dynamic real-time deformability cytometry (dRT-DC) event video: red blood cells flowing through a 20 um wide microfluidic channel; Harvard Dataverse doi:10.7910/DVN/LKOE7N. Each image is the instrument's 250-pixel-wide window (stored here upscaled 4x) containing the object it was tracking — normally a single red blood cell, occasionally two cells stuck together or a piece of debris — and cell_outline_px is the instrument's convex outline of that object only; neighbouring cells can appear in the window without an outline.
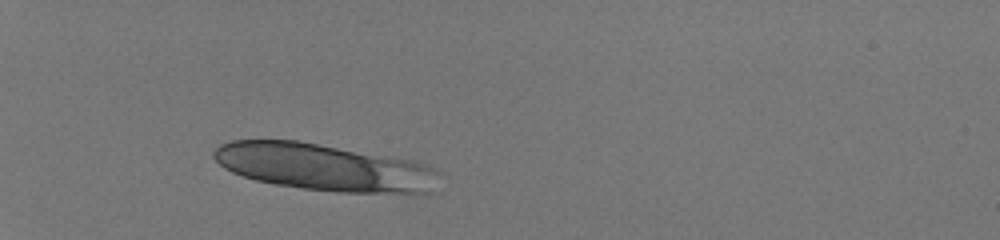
{"species": "human", "species_latin": "Homo sapiens", "temperature_condition": "room temperature", "stored_images_in_passage": 24, "camera_frame_rate_fps": 3000, "um_per_image_px": 0.085, "donor": {"sex": "male"}, "frame": {"image": 1, "passage_image": 1, "time_ms": 0.0, "image_size_px": [1000, 240], "cell_outline_px": [[440, 172], [436, 192], [428, 196], [340, 192], [300, 188], [276, 184], [256, 180], [232, 172], [224, 168], [212, 156], [212, 152], [220, 144], [232, 140], [296, 140], [416, 160], [436, 168]], "centroid_in_image_um": [27.76, 14.25], "position_along_channel_um": 57.2, "area_um2": 63.41}}